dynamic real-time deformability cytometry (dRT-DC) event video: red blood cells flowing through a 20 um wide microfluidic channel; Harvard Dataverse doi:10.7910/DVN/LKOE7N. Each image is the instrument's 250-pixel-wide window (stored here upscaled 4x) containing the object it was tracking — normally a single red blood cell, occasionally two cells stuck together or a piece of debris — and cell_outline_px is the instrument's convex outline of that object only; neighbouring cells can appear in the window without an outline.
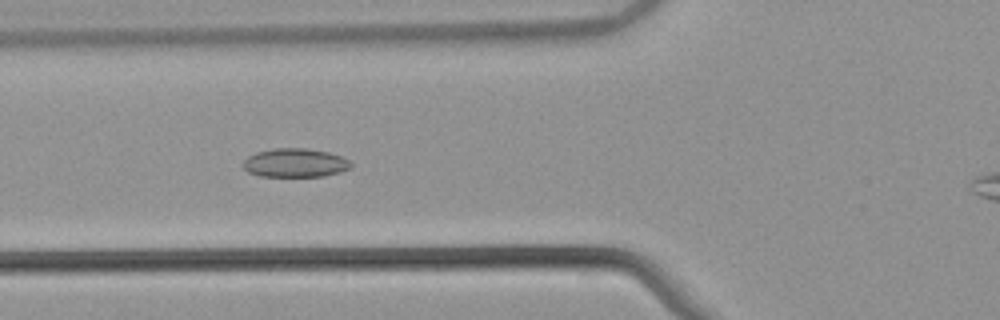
{"species": "common noctule bat (a hibernating species)", "species_latin": "Nyctalus noctula", "temperature_condition": "warm", "stored_images_in_passage": 55, "camera_frame_rate_fps": 3000, "um_per_image_px": 0.085, "animal": {"sex": "male", "body_mass_g": 21.5, "forearm_length_mm": 52.0}, "frame": {"image": 1, "passage_image": 21, "time_ms": 6.667, "image_size_px": [1000, 320], "cell_outline_px": [[352, 168], [340, 172], [324, 176], [260, 176], [248, 172], [240, 164], [248, 156], [256, 152], [272, 148], [308, 148], [328, 152], [344, 156], [352, 164]], "centroid_in_image_um": [25.09, 13.83], "position_along_channel_um": 100.7, "area_um2": 18.32}}
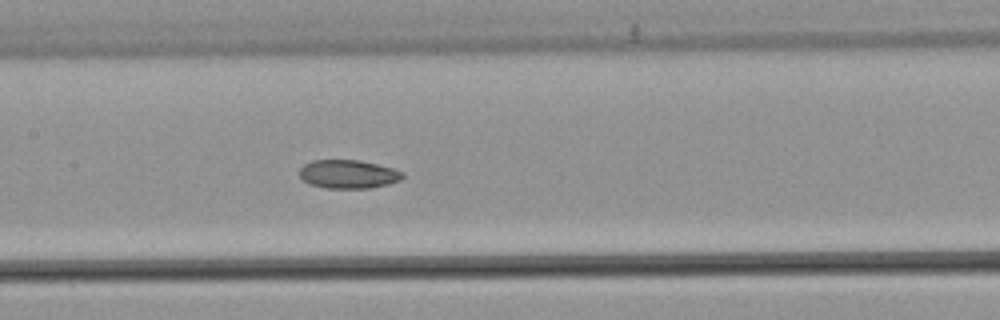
{"frame": {"image": 2, "passage_image": 27, "time_ms": 8.667, "image_size_px": [1000, 320], "cell_outline_px": [[404, 176], [400, 180], [388, 184], [368, 188], [328, 188], [308, 184], [300, 176], [300, 168], [304, 164], [312, 160], [360, 160], [392, 168], [404, 172]], "centroid_in_image_um": [29.6, 14.8], "position_along_channel_um": 177.8, "area_um2": 17.11}}
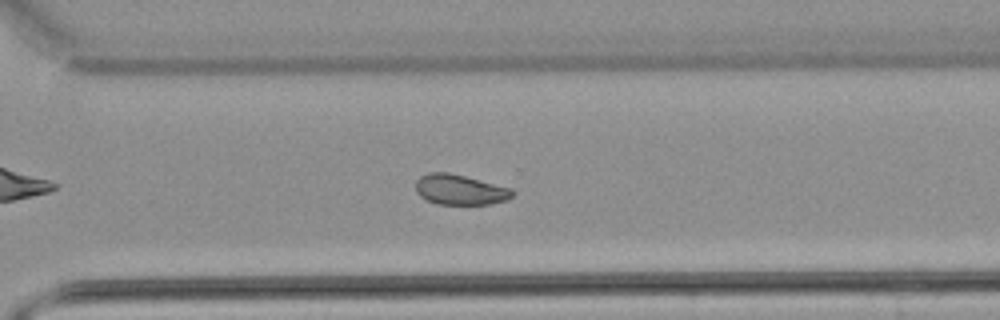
{"frame": {"image": 3, "passage_image": 39, "time_ms": 12.667, "image_size_px": [1000, 320], "cell_outline_px": [[516, 192], [508, 200], [488, 204], [436, 204], [420, 196], [416, 192], [416, 180], [420, 176], [428, 172], [448, 172], [512, 188]], "centroid_in_image_um": [39.1, 16.12], "position_along_channel_um": 331.5, "area_um2": 17.11}}